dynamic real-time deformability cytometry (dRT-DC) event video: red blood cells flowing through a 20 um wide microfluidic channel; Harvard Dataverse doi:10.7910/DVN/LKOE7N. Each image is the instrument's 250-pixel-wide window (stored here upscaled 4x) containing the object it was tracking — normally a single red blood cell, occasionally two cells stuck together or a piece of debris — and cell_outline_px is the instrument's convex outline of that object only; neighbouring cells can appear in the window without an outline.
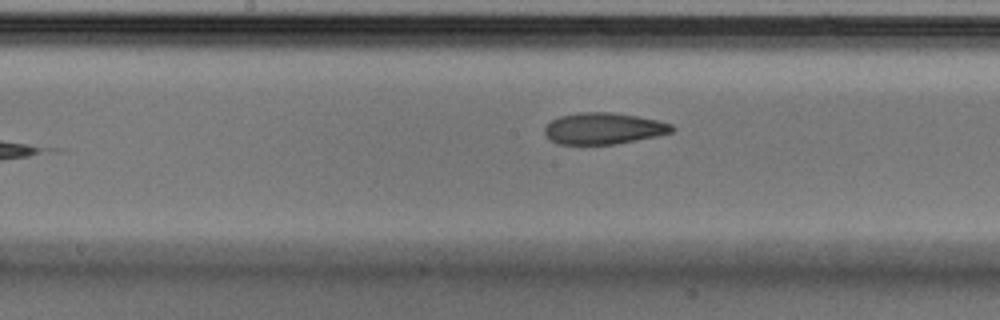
{"species": "Egyptian fruit bat (a non-hibernating species)", "species_latin": "Rousettus aegyptiacus", "temperature_condition": "cold", "stored_images_in_passage": 8, "camera_frame_rate_fps": 3000, "um_per_image_px": 0.085, "animal": {"sex": "male"}, "frame": {"image": 1, "passage_image": 8, "time_ms": 2.333, "image_size_px": [1000, 320], "cell_outline_px": [[676, 128], [672, 132], [656, 136], [616, 144], [560, 144], [552, 140], [544, 132], [544, 128], [552, 120], [560, 116], [580, 112], [612, 112], [636, 116], [656, 120], [672, 124]], "centroid_in_image_um": [51.32, 10.91], "position_along_channel_um": 196.9, "area_um2": 23.12}}